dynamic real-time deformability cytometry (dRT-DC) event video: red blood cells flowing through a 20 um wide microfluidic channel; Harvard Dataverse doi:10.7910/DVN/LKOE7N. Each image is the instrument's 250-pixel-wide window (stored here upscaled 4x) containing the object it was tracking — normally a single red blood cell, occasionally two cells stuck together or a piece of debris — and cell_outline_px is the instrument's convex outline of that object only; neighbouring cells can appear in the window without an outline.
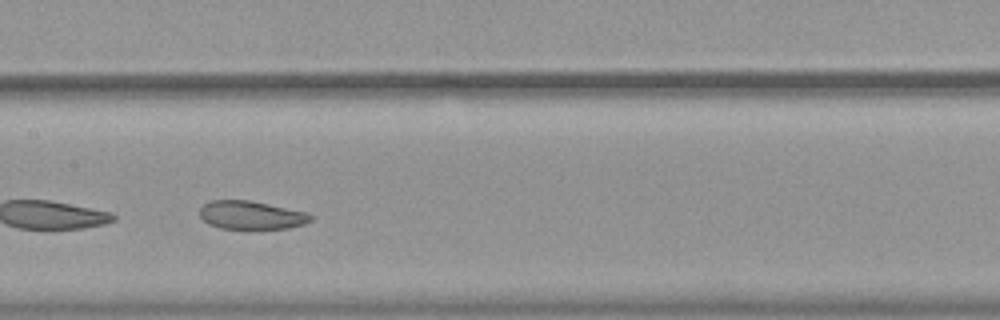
{"species": "common noctule bat (a hibernating species)", "species_latin": "Nyctalus noctula", "temperature_condition": "warm", "stored_images_in_passage": 45, "camera_frame_rate_fps": 3000, "um_per_image_px": 0.085, "animal": {"sex": "female", "body_mass_g": 19.9}, "frame": {"image": 1, "passage_image": 20, "time_ms": 6.333, "image_size_px": [1000, 320], "cell_outline_px": [[312, 220], [304, 224], [288, 228], [220, 228], [208, 224], [200, 216], [200, 208], [204, 204], [212, 200], [248, 200], [268, 204], [304, 212], [312, 216]], "centroid_in_image_um": [21.32, 18.28], "position_along_channel_um": 186.1, "area_um2": 17.98}, "authors_computed_cell_mechanics": {"area_um2": 21.4438, "velocity_mm_per_s": 3.7111, "shape_relaxation_time_tau1_ms": null, "shape_relaxation_time_tau2_ms": 2.4311, "deformation_change_tau1": null, "deformation_change_tau2": 0.0856}}